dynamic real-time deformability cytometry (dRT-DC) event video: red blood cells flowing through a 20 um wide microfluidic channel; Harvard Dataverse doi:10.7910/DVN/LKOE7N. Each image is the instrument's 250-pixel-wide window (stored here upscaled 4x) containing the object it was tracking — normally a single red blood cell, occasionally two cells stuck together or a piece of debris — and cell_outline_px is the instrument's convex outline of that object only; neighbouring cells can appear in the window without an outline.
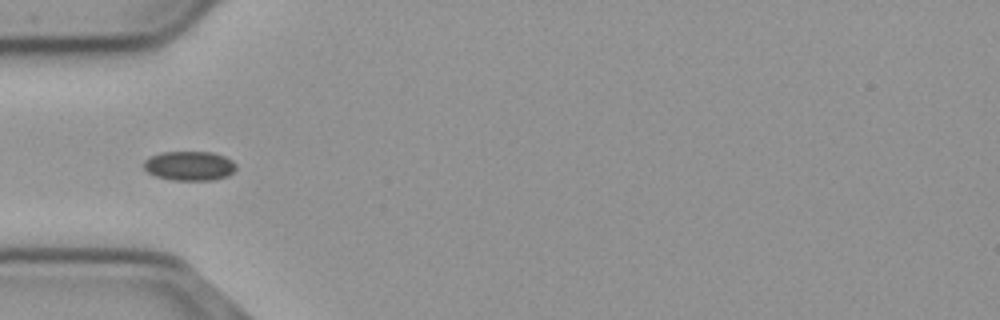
{"species": "common noctule bat (a hibernating species)", "species_latin": "Nyctalus noctula", "temperature_condition": "cold", "stored_images_in_passage": 9, "camera_frame_rate_fps": 3000, "um_per_image_px": 0.085, "animal": {"sex": "male", "body_mass_g": 23.1, "forearm_length_mm": 52.7}, "frame": {"image": 1, "passage_image": 1, "time_ms": 0.0, "image_size_px": [1000, 320], "cell_outline_px": [[236, 168], [228, 176], [212, 180], [172, 180], [156, 176], [148, 172], [144, 168], [144, 160], [148, 156], [160, 152], [212, 152], [224, 156], [232, 160], [236, 164]], "centroid_in_image_um": [16.09, 14.09], "position_along_channel_um": 68.9, "area_um2": 15.9}}
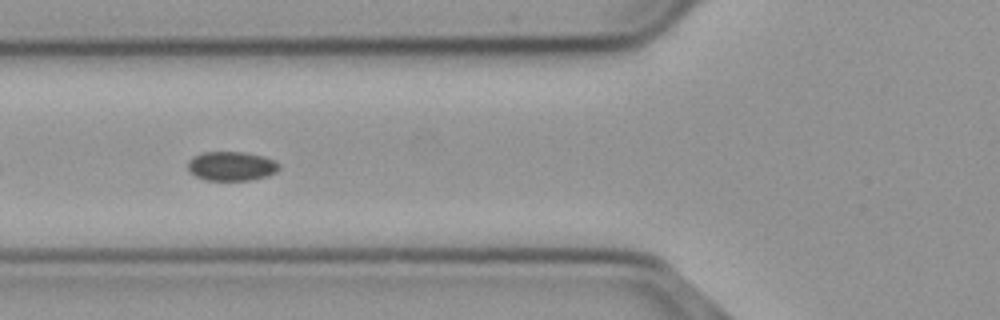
{"frame": {"image": 2, "passage_image": 4, "time_ms": 1.0, "image_size_px": [1000, 320], "cell_outline_px": [[280, 168], [276, 172], [268, 176], [248, 180], [204, 180], [188, 172], [188, 160], [192, 156], [204, 152], [244, 152], [264, 156], [280, 164]], "centroid_in_image_um": [19.65, 14.12], "position_along_channel_um": 106.1, "area_um2": 15.66}}